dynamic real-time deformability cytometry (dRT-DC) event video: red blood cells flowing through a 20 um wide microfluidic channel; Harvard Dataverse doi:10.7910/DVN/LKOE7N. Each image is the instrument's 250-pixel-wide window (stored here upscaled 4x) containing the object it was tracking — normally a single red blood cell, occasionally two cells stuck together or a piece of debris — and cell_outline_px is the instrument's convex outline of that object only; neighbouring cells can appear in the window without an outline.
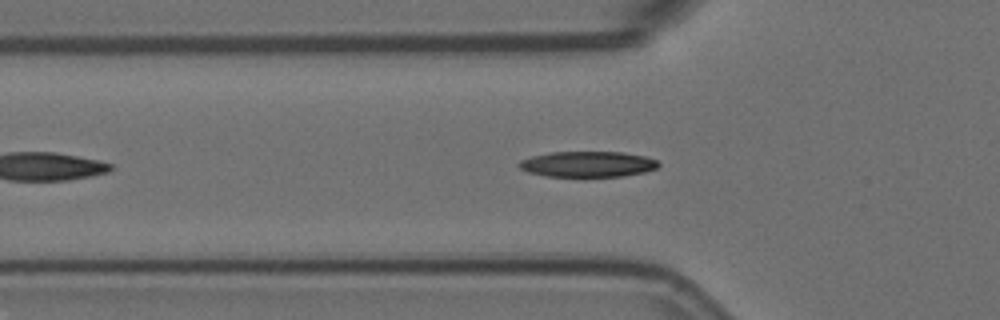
{"species": "Egyptian fruit bat (a non-hibernating species)", "species_latin": "Rousettus aegyptiacus", "temperature_condition": "room temperature", "stored_images_in_passage": 44, "camera_frame_rate_fps": 3000, "um_per_image_px": 0.085, "animal": {"sex": "female"}, "frame": {"image": 1, "passage_image": 9, "time_ms": 2.667, "image_size_px": [1000, 320], "cell_outline_px": [[660, 164], [656, 168], [644, 172], [624, 176], [544, 176], [528, 172], [520, 168], [516, 164], [520, 160], [532, 156], [548, 152], [624, 152], [644, 156], [656, 160]], "centroid_in_image_um": [49.92, 13.95], "position_along_channel_um": 75.9, "area_um2": 20.87}}
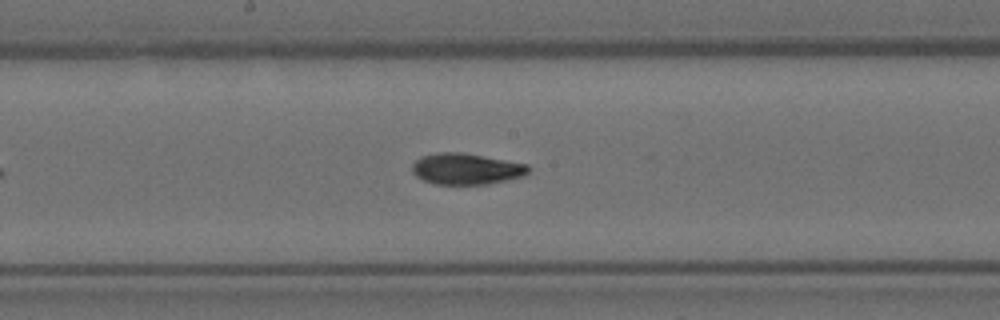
{"frame": {"image": 2, "passage_image": 20, "time_ms": 6.333, "image_size_px": [1000, 320], "cell_outline_px": [[528, 172], [524, 176], [488, 184], [432, 184], [416, 176], [412, 172], [412, 164], [420, 156], [436, 152], [464, 152], [528, 164]], "centroid_in_image_um": [39.6, 14.34], "position_along_channel_um": 208.6, "area_um2": 21.27}}
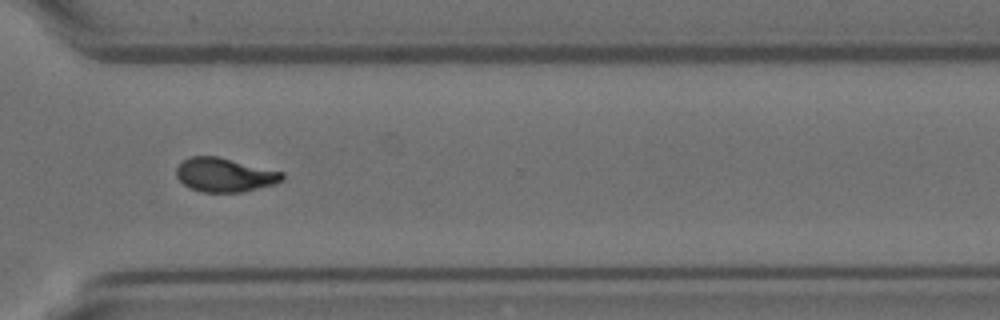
{"frame": {"image": 3, "passage_image": 32, "time_ms": 10.333, "image_size_px": [1000, 320], "cell_outline_px": [[284, 180], [276, 184], [244, 192], [200, 192], [188, 188], [176, 176], [176, 168], [184, 160], [192, 156], [216, 156], [284, 172]], "centroid_in_image_um": [19.12, 14.88], "position_along_channel_um": 351.5, "area_um2": 21.04}, "authors_computed_cell_mechanics": {"area_um2": 20.8658, "velocity_mm_per_s": 3.5884, "shape_relaxation_time_tau1_ms": 4.6313, "shape_relaxation_time_tau2_ms": 2.8447, "deformation_change_tau1": 0.181, "deformation_change_tau2": 0.0858}}